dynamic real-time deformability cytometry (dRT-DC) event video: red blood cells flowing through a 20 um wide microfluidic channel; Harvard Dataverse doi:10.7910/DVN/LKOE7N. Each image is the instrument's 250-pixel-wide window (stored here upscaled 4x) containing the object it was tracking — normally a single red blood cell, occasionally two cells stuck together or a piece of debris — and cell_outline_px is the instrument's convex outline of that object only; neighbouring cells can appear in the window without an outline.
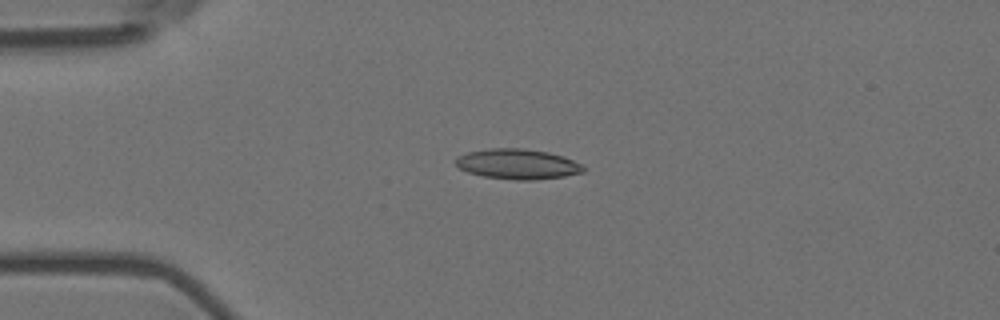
{"species": "Egyptian fruit bat (a non-hibernating species)", "species_latin": "Rousettus aegyptiacus", "temperature_condition": "room temperature", "stored_images_in_passage": 6, "camera_frame_rate_fps": 3000, "um_per_image_px": 0.085, "animal": {"sex": "female"}, "frame": {"image": 1, "passage_image": 4, "time_ms": 1.0, "image_size_px": [1000, 320], "cell_outline_px": [[584, 172], [564, 176], [532, 180], [516, 180], [484, 176], [468, 172], [460, 168], [456, 164], [456, 156], [468, 152], [488, 148], [524, 148], [548, 152], [564, 156], [580, 164], [584, 168]], "centroid_in_image_um": [43.98, 13.93], "position_along_channel_um": 41.0, "area_um2": 22.37}}
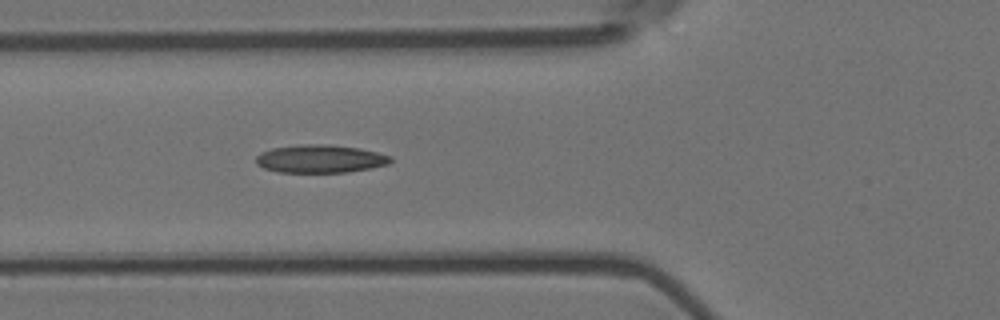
{"frame": {"image": 2, "passage_image": 6, "time_ms": 1.667, "image_size_px": [1000, 320], "cell_outline_px": [[392, 160], [388, 164], [372, 168], [348, 172], [280, 172], [264, 168], [256, 164], [256, 156], [260, 152], [272, 148], [300, 144], [328, 144], [360, 148], [392, 156]], "centroid_in_image_um": [27.22, 13.49], "position_along_channel_um": 98.6, "area_um2": 22.08}}